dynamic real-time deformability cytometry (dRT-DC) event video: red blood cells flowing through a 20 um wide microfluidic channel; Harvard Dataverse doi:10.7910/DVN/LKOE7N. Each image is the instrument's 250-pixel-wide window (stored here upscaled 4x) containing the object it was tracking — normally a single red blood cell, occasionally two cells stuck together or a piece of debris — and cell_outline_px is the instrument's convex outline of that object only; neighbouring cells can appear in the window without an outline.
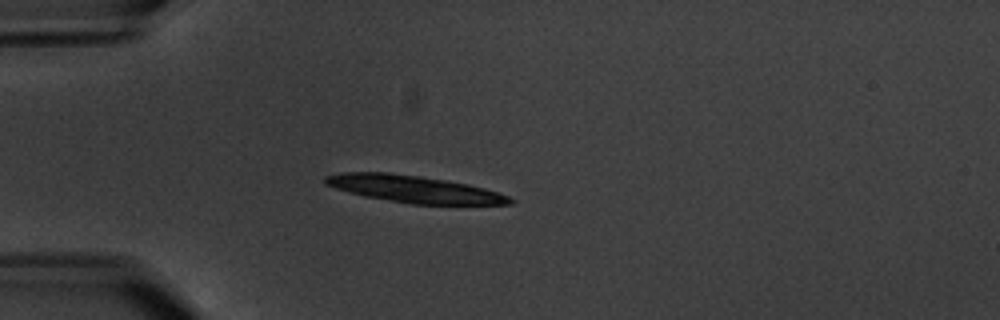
{"species": "common noctule bat (a hibernating species)", "species_latin": "Nyctalus noctula", "temperature_condition": "warm", "stored_images_in_passage": 7, "camera_frame_rate_fps": 3000, "um_per_image_px": 0.085, "animal": {"sex": "male", "body_mass_g": 20.1, "forearm_length_mm": 53.5}, "frame": {"image": 1, "passage_image": 5, "time_ms": 5.0, "image_size_px": [1000, 320], "cell_outline_px": [[516, 200], [512, 204], [412, 204], [364, 196], [336, 188], [324, 184], [324, 176], [340, 172], [388, 172], [420, 176], [468, 184], [484, 188], [508, 196]], "centroid_in_image_um": [35.16, 16.06], "position_along_channel_um": 49.8, "area_um2": 28.9}}